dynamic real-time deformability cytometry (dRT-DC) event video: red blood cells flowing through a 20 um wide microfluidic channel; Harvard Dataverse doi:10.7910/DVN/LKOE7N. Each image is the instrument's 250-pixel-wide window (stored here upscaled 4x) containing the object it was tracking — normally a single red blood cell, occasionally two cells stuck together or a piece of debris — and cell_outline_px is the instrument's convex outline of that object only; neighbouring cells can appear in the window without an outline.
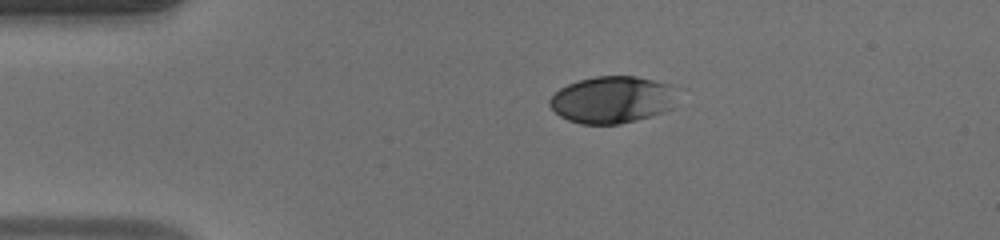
{"species": "human", "species_latin": "Homo sapiens", "temperature_condition": "warm", "stored_images_in_passage": 40, "camera_frame_rate_fps": 3000, "um_per_image_px": 0.085, "donor": {"sex": "male"}, "frame": {"image": 1, "passage_image": 1, "time_ms": 0.0, "image_size_px": [1000, 240], "cell_outline_px": [[672, 108], [664, 112], [636, 120], [620, 124], [580, 124], [568, 120], [560, 116], [548, 104], [548, 100], [560, 88], [568, 84], [580, 80], [596, 76], [636, 76], [672, 84]], "centroid_in_image_um": [52.0, 8.48], "position_along_channel_um": 33.0, "area_um2": 34.68}}
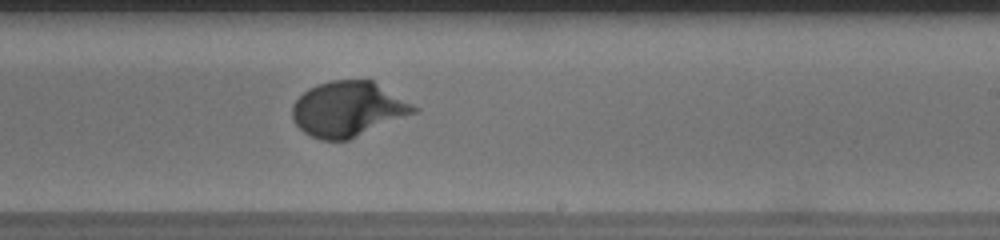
{"frame": {"image": 2, "passage_image": 21, "time_ms": 6.667, "image_size_px": [1000, 240], "cell_outline_px": [[420, 108], [416, 112], [348, 140], [320, 140], [304, 132], [292, 120], [292, 104], [308, 88], [316, 84], [332, 80], [372, 80]], "centroid_in_image_um": [29.56, 9.26], "position_along_channel_um": 259.4, "area_um2": 38.78}}
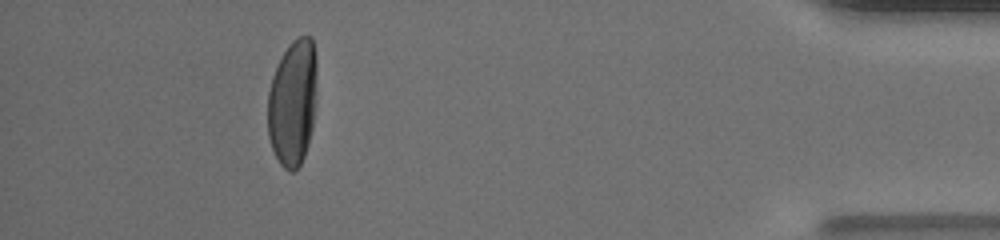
{"frame": {"image": 3, "passage_image": 36, "time_ms": 11.667, "image_size_px": [1000, 240], "cell_outline_px": [[316, 96], [312, 128], [308, 144], [304, 156], [300, 164], [292, 172], [288, 172], [280, 164], [272, 148], [268, 136], [268, 92], [272, 76], [288, 44], [292, 40], [300, 36], [312, 36], [316, 52]], "centroid_in_image_um": [24.89, 8.7], "position_along_channel_um": 410.3, "area_um2": 36.47}, "authors_computed_cell_mechanics": {"area_um2": 36.0961, "velocity_mm_per_s": 4.1397, "shape_relaxation_time_tau1_ms": 3.0184, "shape_relaxation_time_tau2_ms": null, "deformation_change_tau1": 0.1901, "deformation_change_tau2": null}}